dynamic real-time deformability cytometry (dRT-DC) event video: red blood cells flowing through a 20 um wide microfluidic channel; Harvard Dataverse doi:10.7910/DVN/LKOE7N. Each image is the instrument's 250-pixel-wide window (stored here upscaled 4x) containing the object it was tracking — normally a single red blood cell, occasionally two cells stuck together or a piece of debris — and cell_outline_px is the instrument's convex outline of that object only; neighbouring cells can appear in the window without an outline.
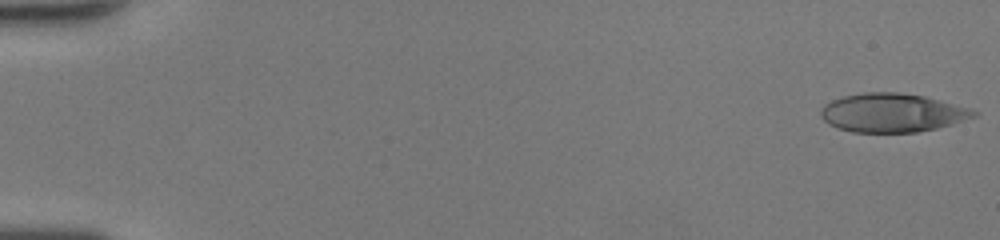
{"species": "human", "species_latin": "Homo sapiens", "temperature_condition": "room temperature", "stored_images_in_passage": 49, "camera_frame_rate_fps": 3000, "um_per_image_px": 0.085, "donor": {"sex": "female"}, "frame": {"image": 1, "passage_image": 1, "time_ms": 0.0, "image_size_px": [1000, 240], "cell_outline_px": [[980, 112], [976, 116], [952, 124], [936, 128], [916, 132], [852, 132], [836, 128], [828, 124], [820, 116], [820, 108], [824, 104], [832, 100], [844, 96], [864, 92], [900, 92], [924, 96], [972, 108]], "centroid_in_image_um": [75.83, 9.58], "position_along_channel_um": 9.2, "area_um2": 34.74}}
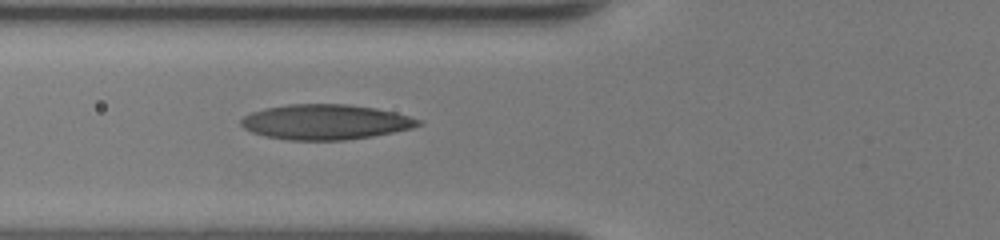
{"frame": {"image": 2, "passage_image": 20, "time_ms": 6.333, "image_size_px": [1000, 240], "cell_outline_px": [[424, 124], [412, 128], [372, 136], [344, 140], [288, 140], [264, 136], [252, 132], [244, 128], [240, 124], [240, 120], [244, 116], [252, 112], [264, 108], [288, 104], [348, 104], [376, 108], [396, 112], [424, 120]], "centroid_in_image_um": [27.69, 10.36], "position_along_channel_um": 98.1, "area_um2": 36.53}}
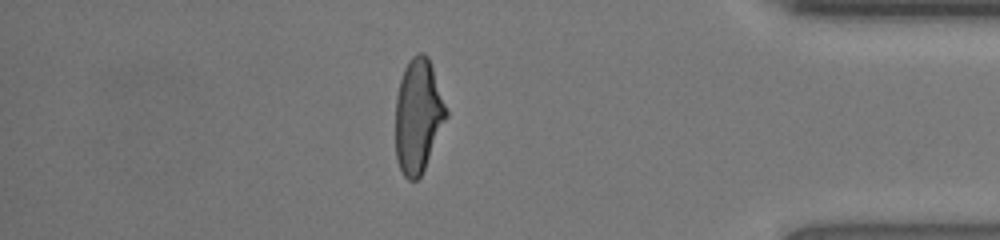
{"frame": {"image": 3, "passage_image": 43, "time_ms": 14.0, "image_size_px": [1000, 240], "cell_outline_px": [[448, 116], [424, 168], [420, 176], [416, 180], [408, 180], [404, 176], [396, 160], [396, 96], [400, 80], [404, 68], [408, 60], [416, 52], [424, 52], [428, 56], [448, 112]], "centroid_in_image_um": [35.53, 9.82], "position_along_channel_um": 399.7, "area_um2": 33.52}, "authors_computed_cell_mechanics": {"area_um2": 34.7378, "velocity_mm_per_s": 4.3169, "shape_relaxation_time_tau1_ms": 7.6124, "shape_relaxation_time_tau2_ms": 1.0334, "deformation_change_tau1": 0.2816, "deformation_change_tau2": 0.0898}}